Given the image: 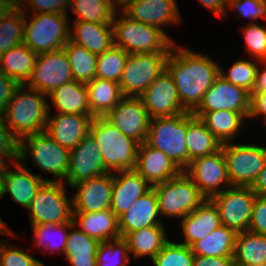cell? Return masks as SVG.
<instances>
[{"label": "cell", "instance_id": "cell-1", "mask_svg": "<svg viewBox=\"0 0 266 266\" xmlns=\"http://www.w3.org/2000/svg\"><path fill=\"white\" fill-rule=\"evenodd\" d=\"M175 45L169 53L166 70L173 78L183 107L193 112L220 75V66L208 55Z\"/></svg>", "mask_w": 266, "mask_h": 266}, {"label": "cell", "instance_id": "cell-2", "mask_svg": "<svg viewBox=\"0 0 266 266\" xmlns=\"http://www.w3.org/2000/svg\"><path fill=\"white\" fill-rule=\"evenodd\" d=\"M46 97L25 84L15 90L2 116L19 141L26 135L45 131L51 106Z\"/></svg>", "mask_w": 266, "mask_h": 266}, {"label": "cell", "instance_id": "cell-3", "mask_svg": "<svg viewBox=\"0 0 266 266\" xmlns=\"http://www.w3.org/2000/svg\"><path fill=\"white\" fill-rule=\"evenodd\" d=\"M116 13L112 22L115 46L129 54L170 53L175 42L164 30L133 20L123 11L119 19Z\"/></svg>", "mask_w": 266, "mask_h": 266}, {"label": "cell", "instance_id": "cell-4", "mask_svg": "<svg viewBox=\"0 0 266 266\" xmlns=\"http://www.w3.org/2000/svg\"><path fill=\"white\" fill-rule=\"evenodd\" d=\"M89 133L98 144L105 167L113 173L135 170L139 143L124 135L104 117H94Z\"/></svg>", "mask_w": 266, "mask_h": 266}, {"label": "cell", "instance_id": "cell-5", "mask_svg": "<svg viewBox=\"0 0 266 266\" xmlns=\"http://www.w3.org/2000/svg\"><path fill=\"white\" fill-rule=\"evenodd\" d=\"M187 112L151 118L145 142L162 152L182 171L188 166Z\"/></svg>", "mask_w": 266, "mask_h": 266}, {"label": "cell", "instance_id": "cell-6", "mask_svg": "<svg viewBox=\"0 0 266 266\" xmlns=\"http://www.w3.org/2000/svg\"><path fill=\"white\" fill-rule=\"evenodd\" d=\"M28 154L38 168L54 175L56 181L66 180L70 150L58 144L45 131L26 135L19 141V161L22 164Z\"/></svg>", "mask_w": 266, "mask_h": 266}, {"label": "cell", "instance_id": "cell-7", "mask_svg": "<svg viewBox=\"0 0 266 266\" xmlns=\"http://www.w3.org/2000/svg\"><path fill=\"white\" fill-rule=\"evenodd\" d=\"M26 17L23 43L36 55L61 50L70 40L67 14L38 13L32 14L31 20Z\"/></svg>", "mask_w": 266, "mask_h": 266}, {"label": "cell", "instance_id": "cell-8", "mask_svg": "<svg viewBox=\"0 0 266 266\" xmlns=\"http://www.w3.org/2000/svg\"><path fill=\"white\" fill-rule=\"evenodd\" d=\"M153 187L160 216L183 219L206 200L184 171Z\"/></svg>", "mask_w": 266, "mask_h": 266}, {"label": "cell", "instance_id": "cell-9", "mask_svg": "<svg viewBox=\"0 0 266 266\" xmlns=\"http://www.w3.org/2000/svg\"><path fill=\"white\" fill-rule=\"evenodd\" d=\"M64 182L45 181L32 199L29 211L30 225L63 224L73 222L72 198H67Z\"/></svg>", "mask_w": 266, "mask_h": 266}, {"label": "cell", "instance_id": "cell-10", "mask_svg": "<svg viewBox=\"0 0 266 266\" xmlns=\"http://www.w3.org/2000/svg\"><path fill=\"white\" fill-rule=\"evenodd\" d=\"M169 53L129 54L119 82L123 97H140L166 71Z\"/></svg>", "mask_w": 266, "mask_h": 266}, {"label": "cell", "instance_id": "cell-11", "mask_svg": "<svg viewBox=\"0 0 266 266\" xmlns=\"http://www.w3.org/2000/svg\"><path fill=\"white\" fill-rule=\"evenodd\" d=\"M232 186H251L266 164V147L226 142L221 145Z\"/></svg>", "mask_w": 266, "mask_h": 266}, {"label": "cell", "instance_id": "cell-12", "mask_svg": "<svg viewBox=\"0 0 266 266\" xmlns=\"http://www.w3.org/2000/svg\"><path fill=\"white\" fill-rule=\"evenodd\" d=\"M255 198L250 186H231L210 200L218 209L221 225L239 233L249 228Z\"/></svg>", "mask_w": 266, "mask_h": 266}, {"label": "cell", "instance_id": "cell-13", "mask_svg": "<svg viewBox=\"0 0 266 266\" xmlns=\"http://www.w3.org/2000/svg\"><path fill=\"white\" fill-rule=\"evenodd\" d=\"M184 172L191 178L194 185L206 199H210L232 186L227 175L226 161L222 149L214 154L193 159Z\"/></svg>", "mask_w": 266, "mask_h": 266}, {"label": "cell", "instance_id": "cell-14", "mask_svg": "<svg viewBox=\"0 0 266 266\" xmlns=\"http://www.w3.org/2000/svg\"><path fill=\"white\" fill-rule=\"evenodd\" d=\"M74 80L64 49L37 55L33 73L25 85L45 95Z\"/></svg>", "mask_w": 266, "mask_h": 266}, {"label": "cell", "instance_id": "cell-15", "mask_svg": "<svg viewBox=\"0 0 266 266\" xmlns=\"http://www.w3.org/2000/svg\"><path fill=\"white\" fill-rule=\"evenodd\" d=\"M104 118L139 144L146 140L151 118L140 97H123Z\"/></svg>", "mask_w": 266, "mask_h": 266}, {"label": "cell", "instance_id": "cell-16", "mask_svg": "<svg viewBox=\"0 0 266 266\" xmlns=\"http://www.w3.org/2000/svg\"><path fill=\"white\" fill-rule=\"evenodd\" d=\"M110 173L98 149L94 137L88 133L80 143L70 150L68 174L65 184L68 187L87 179Z\"/></svg>", "mask_w": 266, "mask_h": 266}, {"label": "cell", "instance_id": "cell-17", "mask_svg": "<svg viewBox=\"0 0 266 266\" xmlns=\"http://www.w3.org/2000/svg\"><path fill=\"white\" fill-rule=\"evenodd\" d=\"M150 118L188 112L182 105L176 85L166 70L140 96Z\"/></svg>", "mask_w": 266, "mask_h": 266}, {"label": "cell", "instance_id": "cell-18", "mask_svg": "<svg viewBox=\"0 0 266 266\" xmlns=\"http://www.w3.org/2000/svg\"><path fill=\"white\" fill-rule=\"evenodd\" d=\"M251 95L244 88L226 81L220 75L205 92L201 103L193 112H212L229 110L250 112Z\"/></svg>", "mask_w": 266, "mask_h": 266}, {"label": "cell", "instance_id": "cell-19", "mask_svg": "<svg viewBox=\"0 0 266 266\" xmlns=\"http://www.w3.org/2000/svg\"><path fill=\"white\" fill-rule=\"evenodd\" d=\"M76 190L72 198L73 213H90L110 209L113 188V174L80 181L71 186Z\"/></svg>", "mask_w": 266, "mask_h": 266}, {"label": "cell", "instance_id": "cell-20", "mask_svg": "<svg viewBox=\"0 0 266 266\" xmlns=\"http://www.w3.org/2000/svg\"><path fill=\"white\" fill-rule=\"evenodd\" d=\"M121 11L133 20L153 25L161 30L163 26L181 23L176 0H133Z\"/></svg>", "mask_w": 266, "mask_h": 266}, {"label": "cell", "instance_id": "cell-21", "mask_svg": "<svg viewBox=\"0 0 266 266\" xmlns=\"http://www.w3.org/2000/svg\"><path fill=\"white\" fill-rule=\"evenodd\" d=\"M93 116L82 114L48 115L45 132L69 150L75 148L89 133Z\"/></svg>", "mask_w": 266, "mask_h": 266}, {"label": "cell", "instance_id": "cell-22", "mask_svg": "<svg viewBox=\"0 0 266 266\" xmlns=\"http://www.w3.org/2000/svg\"><path fill=\"white\" fill-rule=\"evenodd\" d=\"M135 171L154 186L177 176L182 170L164 152L144 141L137 150Z\"/></svg>", "mask_w": 266, "mask_h": 266}, {"label": "cell", "instance_id": "cell-23", "mask_svg": "<svg viewBox=\"0 0 266 266\" xmlns=\"http://www.w3.org/2000/svg\"><path fill=\"white\" fill-rule=\"evenodd\" d=\"M113 174V188L110 209L117 217L129 210L138 198L152 186L135 170L119 171Z\"/></svg>", "mask_w": 266, "mask_h": 266}, {"label": "cell", "instance_id": "cell-24", "mask_svg": "<svg viewBox=\"0 0 266 266\" xmlns=\"http://www.w3.org/2000/svg\"><path fill=\"white\" fill-rule=\"evenodd\" d=\"M7 164L5 163L4 196L9 193L18 204L28 208L41 185L51 179L32 173L19 160L13 163L17 167L16 170H8Z\"/></svg>", "mask_w": 266, "mask_h": 266}, {"label": "cell", "instance_id": "cell-25", "mask_svg": "<svg viewBox=\"0 0 266 266\" xmlns=\"http://www.w3.org/2000/svg\"><path fill=\"white\" fill-rule=\"evenodd\" d=\"M158 200L154 187L136 200L133 206L118 217L121 238L127 233L152 225H165L159 219Z\"/></svg>", "mask_w": 266, "mask_h": 266}, {"label": "cell", "instance_id": "cell-26", "mask_svg": "<svg viewBox=\"0 0 266 266\" xmlns=\"http://www.w3.org/2000/svg\"><path fill=\"white\" fill-rule=\"evenodd\" d=\"M180 221L184 235L181 244L189 247L221 225L218 209L210 199L203 201Z\"/></svg>", "mask_w": 266, "mask_h": 266}, {"label": "cell", "instance_id": "cell-27", "mask_svg": "<svg viewBox=\"0 0 266 266\" xmlns=\"http://www.w3.org/2000/svg\"><path fill=\"white\" fill-rule=\"evenodd\" d=\"M73 224L99 242L121 238L118 217L111 209L90 213H73Z\"/></svg>", "mask_w": 266, "mask_h": 266}, {"label": "cell", "instance_id": "cell-28", "mask_svg": "<svg viewBox=\"0 0 266 266\" xmlns=\"http://www.w3.org/2000/svg\"><path fill=\"white\" fill-rule=\"evenodd\" d=\"M70 40L97 55L106 52L114 45L112 24H98L74 21Z\"/></svg>", "mask_w": 266, "mask_h": 266}, {"label": "cell", "instance_id": "cell-29", "mask_svg": "<svg viewBox=\"0 0 266 266\" xmlns=\"http://www.w3.org/2000/svg\"><path fill=\"white\" fill-rule=\"evenodd\" d=\"M47 96L60 114L92 116L89 107L88 89L85 83L72 80L56 87Z\"/></svg>", "mask_w": 266, "mask_h": 266}, {"label": "cell", "instance_id": "cell-30", "mask_svg": "<svg viewBox=\"0 0 266 266\" xmlns=\"http://www.w3.org/2000/svg\"><path fill=\"white\" fill-rule=\"evenodd\" d=\"M250 112H234L229 110H217L212 112H192L208 128V130L223 144L231 142L237 136L244 118H248Z\"/></svg>", "mask_w": 266, "mask_h": 266}, {"label": "cell", "instance_id": "cell-31", "mask_svg": "<svg viewBox=\"0 0 266 266\" xmlns=\"http://www.w3.org/2000/svg\"><path fill=\"white\" fill-rule=\"evenodd\" d=\"M123 239L127 242L129 254L135 259L149 256L152 260L169 241L163 225H152L127 233Z\"/></svg>", "mask_w": 266, "mask_h": 266}, {"label": "cell", "instance_id": "cell-32", "mask_svg": "<svg viewBox=\"0 0 266 266\" xmlns=\"http://www.w3.org/2000/svg\"><path fill=\"white\" fill-rule=\"evenodd\" d=\"M189 163L201 156H208L221 149V143L206 125L192 112H187V133L185 136Z\"/></svg>", "mask_w": 266, "mask_h": 266}, {"label": "cell", "instance_id": "cell-33", "mask_svg": "<svg viewBox=\"0 0 266 266\" xmlns=\"http://www.w3.org/2000/svg\"><path fill=\"white\" fill-rule=\"evenodd\" d=\"M93 117H105L123 98L119 83L95 77L86 83Z\"/></svg>", "mask_w": 266, "mask_h": 266}, {"label": "cell", "instance_id": "cell-34", "mask_svg": "<svg viewBox=\"0 0 266 266\" xmlns=\"http://www.w3.org/2000/svg\"><path fill=\"white\" fill-rule=\"evenodd\" d=\"M37 55L24 43L10 48L0 56V70L20 85L30 79Z\"/></svg>", "mask_w": 266, "mask_h": 266}, {"label": "cell", "instance_id": "cell-35", "mask_svg": "<svg viewBox=\"0 0 266 266\" xmlns=\"http://www.w3.org/2000/svg\"><path fill=\"white\" fill-rule=\"evenodd\" d=\"M233 260L235 266H266V235L237 233Z\"/></svg>", "mask_w": 266, "mask_h": 266}, {"label": "cell", "instance_id": "cell-36", "mask_svg": "<svg viewBox=\"0 0 266 266\" xmlns=\"http://www.w3.org/2000/svg\"><path fill=\"white\" fill-rule=\"evenodd\" d=\"M71 222L64 256L72 266H97L96 252L99 241L88 236Z\"/></svg>", "mask_w": 266, "mask_h": 266}, {"label": "cell", "instance_id": "cell-37", "mask_svg": "<svg viewBox=\"0 0 266 266\" xmlns=\"http://www.w3.org/2000/svg\"><path fill=\"white\" fill-rule=\"evenodd\" d=\"M236 235L237 233L233 229L220 225L190 247L194 255L233 256Z\"/></svg>", "mask_w": 266, "mask_h": 266}, {"label": "cell", "instance_id": "cell-38", "mask_svg": "<svg viewBox=\"0 0 266 266\" xmlns=\"http://www.w3.org/2000/svg\"><path fill=\"white\" fill-rule=\"evenodd\" d=\"M68 9L76 20L98 24H112L116 12L112 0H69Z\"/></svg>", "mask_w": 266, "mask_h": 266}, {"label": "cell", "instance_id": "cell-39", "mask_svg": "<svg viewBox=\"0 0 266 266\" xmlns=\"http://www.w3.org/2000/svg\"><path fill=\"white\" fill-rule=\"evenodd\" d=\"M71 66L73 79L88 83L96 77L98 55L69 40L63 47Z\"/></svg>", "mask_w": 266, "mask_h": 266}, {"label": "cell", "instance_id": "cell-40", "mask_svg": "<svg viewBox=\"0 0 266 266\" xmlns=\"http://www.w3.org/2000/svg\"><path fill=\"white\" fill-rule=\"evenodd\" d=\"M25 13L18 6L11 13L0 17V56L10 48L24 42Z\"/></svg>", "mask_w": 266, "mask_h": 266}, {"label": "cell", "instance_id": "cell-41", "mask_svg": "<svg viewBox=\"0 0 266 266\" xmlns=\"http://www.w3.org/2000/svg\"><path fill=\"white\" fill-rule=\"evenodd\" d=\"M31 227L34 232L36 247L40 248L42 246V249L45 248L44 250L52 253L65 252V244L69 233L68 228H71V222L63 224H38L31 225ZM54 235L55 237L57 236L56 240Z\"/></svg>", "mask_w": 266, "mask_h": 266}, {"label": "cell", "instance_id": "cell-42", "mask_svg": "<svg viewBox=\"0 0 266 266\" xmlns=\"http://www.w3.org/2000/svg\"><path fill=\"white\" fill-rule=\"evenodd\" d=\"M129 53L113 45L97 58L96 77L120 82Z\"/></svg>", "mask_w": 266, "mask_h": 266}, {"label": "cell", "instance_id": "cell-43", "mask_svg": "<svg viewBox=\"0 0 266 266\" xmlns=\"http://www.w3.org/2000/svg\"><path fill=\"white\" fill-rule=\"evenodd\" d=\"M96 260L97 266H127L130 261L127 242L123 238L100 242Z\"/></svg>", "mask_w": 266, "mask_h": 266}, {"label": "cell", "instance_id": "cell-44", "mask_svg": "<svg viewBox=\"0 0 266 266\" xmlns=\"http://www.w3.org/2000/svg\"><path fill=\"white\" fill-rule=\"evenodd\" d=\"M194 256L191 247L169 240L152 262L155 266H193Z\"/></svg>", "mask_w": 266, "mask_h": 266}, {"label": "cell", "instance_id": "cell-45", "mask_svg": "<svg viewBox=\"0 0 266 266\" xmlns=\"http://www.w3.org/2000/svg\"><path fill=\"white\" fill-rule=\"evenodd\" d=\"M258 66L256 62L239 60L233 63L228 73L220 68V76L234 85L244 88L250 94L255 85ZM227 73V74H226Z\"/></svg>", "mask_w": 266, "mask_h": 266}, {"label": "cell", "instance_id": "cell-46", "mask_svg": "<svg viewBox=\"0 0 266 266\" xmlns=\"http://www.w3.org/2000/svg\"><path fill=\"white\" fill-rule=\"evenodd\" d=\"M243 36L246 50L256 62L266 60V27L255 21L250 22L243 28Z\"/></svg>", "mask_w": 266, "mask_h": 266}, {"label": "cell", "instance_id": "cell-47", "mask_svg": "<svg viewBox=\"0 0 266 266\" xmlns=\"http://www.w3.org/2000/svg\"><path fill=\"white\" fill-rule=\"evenodd\" d=\"M0 240V266H45L44 263L23 251Z\"/></svg>", "mask_w": 266, "mask_h": 266}, {"label": "cell", "instance_id": "cell-48", "mask_svg": "<svg viewBox=\"0 0 266 266\" xmlns=\"http://www.w3.org/2000/svg\"><path fill=\"white\" fill-rule=\"evenodd\" d=\"M5 159H11L13 163L19 160V140L0 115V161L6 163Z\"/></svg>", "mask_w": 266, "mask_h": 266}, {"label": "cell", "instance_id": "cell-49", "mask_svg": "<svg viewBox=\"0 0 266 266\" xmlns=\"http://www.w3.org/2000/svg\"><path fill=\"white\" fill-rule=\"evenodd\" d=\"M22 2L26 3L23 7ZM19 6L22 11H31L32 14L38 13H58L67 14L69 0H20ZM29 7V9H27ZM24 8V9H23ZM31 8V9H30Z\"/></svg>", "mask_w": 266, "mask_h": 266}, {"label": "cell", "instance_id": "cell-50", "mask_svg": "<svg viewBox=\"0 0 266 266\" xmlns=\"http://www.w3.org/2000/svg\"><path fill=\"white\" fill-rule=\"evenodd\" d=\"M229 8L238 11L242 17L257 20L266 19V0H233L227 4Z\"/></svg>", "mask_w": 266, "mask_h": 266}, {"label": "cell", "instance_id": "cell-51", "mask_svg": "<svg viewBox=\"0 0 266 266\" xmlns=\"http://www.w3.org/2000/svg\"><path fill=\"white\" fill-rule=\"evenodd\" d=\"M248 231L266 235V196L256 195Z\"/></svg>", "mask_w": 266, "mask_h": 266}, {"label": "cell", "instance_id": "cell-52", "mask_svg": "<svg viewBox=\"0 0 266 266\" xmlns=\"http://www.w3.org/2000/svg\"><path fill=\"white\" fill-rule=\"evenodd\" d=\"M19 83L0 70V115H3Z\"/></svg>", "mask_w": 266, "mask_h": 266}, {"label": "cell", "instance_id": "cell-53", "mask_svg": "<svg viewBox=\"0 0 266 266\" xmlns=\"http://www.w3.org/2000/svg\"><path fill=\"white\" fill-rule=\"evenodd\" d=\"M193 266H235L233 256H194Z\"/></svg>", "mask_w": 266, "mask_h": 266}, {"label": "cell", "instance_id": "cell-54", "mask_svg": "<svg viewBox=\"0 0 266 266\" xmlns=\"http://www.w3.org/2000/svg\"><path fill=\"white\" fill-rule=\"evenodd\" d=\"M249 117H260L262 115L266 122V91L260 93H251Z\"/></svg>", "mask_w": 266, "mask_h": 266}, {"label": "cell", "instance_id": "cell-55", "mask_svg": "<svg viewBox=\"0 0 266 266\" xmlns=\"http://www.w3.org/2000/svg\"><path fill=\"white\" fill-rule=\"evenodd\" d=\"M206 9L216 16L223 17L228 7L224 0H198Z\"/></svg>", "mask_w": 266, "mask_h": 266}, {"label": "cell", "instance_id": "cell-56", "mask_svg": "<svg viewBox=\"0 0 266 266\" xmlns=\"http://www.w3.org/2000/svg\"><path fill=\"white\" fill-rule=\"evenodd\" d=\"M262 65L258 67L256 81L252 93H260L266 91V60L259 62Z\"/></svg>", "mask_w": 266, "mask_h": 266}, {"label": "cell", "instance_id": "cell-57", "mask_svg": "<svg viewBox=\"0 0 266 266\" xmlns=\"http://www.w3.org/2000/svg\"><path fill=\"white\" fill-rule=\"evenodd\" d=\"M250 187L256 195L266 196V164Z\"/></svg>", "mask_w": 266, "mask_h": 266}, {"label": "cell", "instance_id": "cell-58", "mask_svg": "<svg viewBox=\"0 0 266 266\" xmlns=\"http://www.w3.org/2000/svg\"><path fill=\"white\" fill-rule=\"evenodd\" d=\"M18 6L17 0H0V17L11 13Z\"/></svg>", "mask_w": 266, "mask_h": 266}, {"label": "cell", "instance_id": "cell-59", "mask_svg": "<svg viewBox=\"0 0 266 266\" xmlns=\"http://www.w3.org/2000/svg\"><path fill=\"white\" fill-rule=\"evenodd\" d=\"M5 163L0 164V198L4 196Z\"/></svg>", "mask_w": 266, "mask_h": 266}, {"label": "cell", "instance_id": "cell-60", "mask_svg": "<svg viewBox=\"0 0 266 266\" xmlns=\"http://www.w3.org/2000/svg\"><path fill=\"white\" fill-rule=\"evenodd\" d=\"M9 235V236H13L16 237L13 233V231H11V229H9L7 227V225L2 221V219L0 218V235Z\"/></svg>", "mask_w": 266, "mask_h": 266}, {"label": "cell", "instance_id": "cell-61", "mask_svg": "<svg viewBox=\"0 0 266 266\" xmlns=\"http://www.w3.org/2000/svg\"><path fill=\"white\" fill-rule=\"evenodd\" d=\"M130 1L133 0H112V3L115 8L119 7L122 9L124 6H126Z\"/></svg>", "mask_w": 266, "mask_h": 266}, {"label": "cell", "instance_id": "cell-62", "mask_svg": "<svg viewBox=\"0 0 266 266\" xmlns=\"http://www.w3.org/2000/svg\"><path fill=\"white\" fill-rule=\"evenodd\" d=\"M226 4H228L229 2L233 1V0H224Z\"/></svg>", "mask_w": 266, "mask_h": 266}]
</instances>
